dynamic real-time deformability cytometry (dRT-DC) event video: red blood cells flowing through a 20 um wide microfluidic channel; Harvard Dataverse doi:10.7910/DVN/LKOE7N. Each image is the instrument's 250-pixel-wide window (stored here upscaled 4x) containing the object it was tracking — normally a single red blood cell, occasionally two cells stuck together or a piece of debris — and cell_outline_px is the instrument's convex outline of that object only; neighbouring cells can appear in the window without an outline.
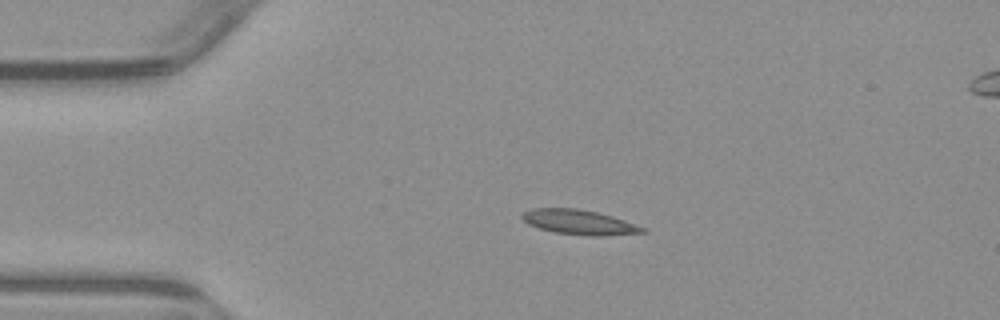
{"species": "common noctule bat (a hibernating species)", "species_latin": "Nyctalus noctula", "temperature_condition": "warm", "stored_images_in_passage": 5, "segment_of_instrument_passage": [1, 2], "camera_frame_rate_fps": 3000, "um_per_image_px": 0.085, "animal": {"sex": "male", "body_mass_g": 23.1, "forearm_length_mm": 52.7}, "frame": {"image": 1, "passage_image": 3, "time_ms": 3.333, "image_size_px": [1000, 320], "cell_outline_px": [[648, 232], [600, 236], [588, 236], [556, 232], [540, 228], [528, 224], [520, 216], [524, 212], [532, 208], [576, 208], [596, 212], [612, 216], [624, 220], [644, 228]], "centroid_in_image_um": [49.22, 18.88], "position_along_channel_um": 35.8, "area_um2": 17.17}}